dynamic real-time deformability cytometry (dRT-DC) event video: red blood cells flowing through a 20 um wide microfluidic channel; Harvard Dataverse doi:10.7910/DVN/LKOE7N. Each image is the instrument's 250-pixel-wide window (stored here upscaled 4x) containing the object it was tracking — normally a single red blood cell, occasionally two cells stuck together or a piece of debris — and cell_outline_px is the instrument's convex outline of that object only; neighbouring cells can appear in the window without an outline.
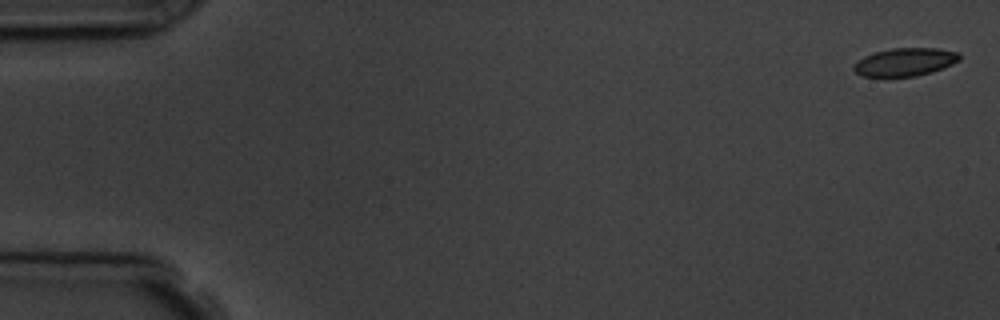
{"species": "common noctule bat (a hibernating species)", "species_latin": "Nyctalus noctula", "temperature_condition": "room temperature", "stored_images_in_passage": 6, "camera_frame_rate_fps": 3000, "um_per_image_px": 0.085, "animal": {"sex": "male", "body_mass_g": 19.5, "forearm_length_mm": 54.6}, "frame": {"image": 1, "passage_image": 1, "time_ms": 0.0, "image_size_px": [1000, 320], "cell_outline_px": [[960, 60], [944, 68], [932, 72], [916, 76], [864, 76], [856, 72], [852, 68], [864, 56], [876, 52], [892, 48], [936, 48], [960, 52]], "centroid_in_image_um": [76.99, 5.26], "position_along_channel_um": 8.0, "area_um2": 17.11}}
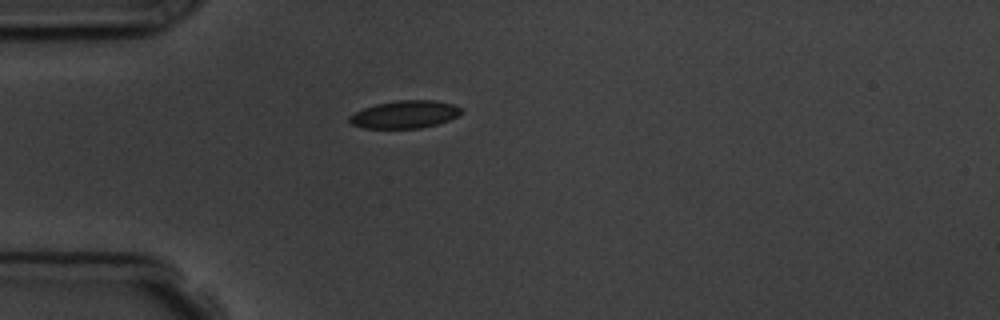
{"frame": {"image": 2, "passage_image": 5, "time_ms": 4.667, "image_size_px": [1000, 320], "cell_outline_px": [[464, 112], [448, 120], [436, 124], [420, 128], [364, 128], [352, 124], [348, 120], [348, 116], [364, 108], [376, 104], [396, 100], [436, 100], [456, 104], [464, 108]], "centroid_in_image_um": [34.45, 9.71], "position_along_channel_um": 50.5, "area_um2": 18.15}}